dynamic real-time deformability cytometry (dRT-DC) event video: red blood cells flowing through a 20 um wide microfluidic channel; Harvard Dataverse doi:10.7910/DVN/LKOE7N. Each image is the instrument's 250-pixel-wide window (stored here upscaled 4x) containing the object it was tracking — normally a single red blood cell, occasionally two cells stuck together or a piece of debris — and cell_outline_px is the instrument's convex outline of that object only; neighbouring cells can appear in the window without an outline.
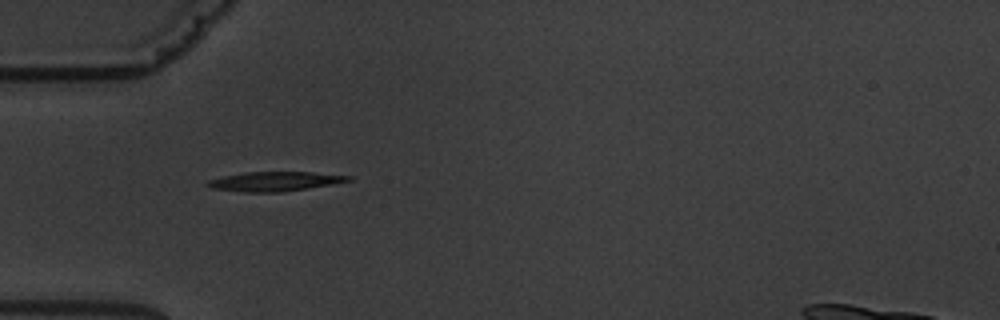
{"species": "common noctule bat (a hibernating species)", "species_latin": "Nyctalus noctula", "temperature_condition": "warm", "stored_images_in_passage": 6, "camera_frame_rate_fps": 3000, "um_per_image_px": 0.085, "animal": {"sex": "male", "body_mass_g": 19.5, "forearm_length_mm": 54.6}, "frame": {"image": 1, "passage_image": 1, "time_ms": 0.0, "image_size_px": [1000, 320], "cell_outline_px": [[352, 180], [332, 184], [308, 188], [280, 192], [244, 192], [212, 188], [204, 184], [208, 180], [224, 176], [244, 172], [312, 172], [352, 176]], "centroid_in_image_um": [23.34, 15.41], "position_along_channel_um": 61.7, "area_um2": 15.84}}
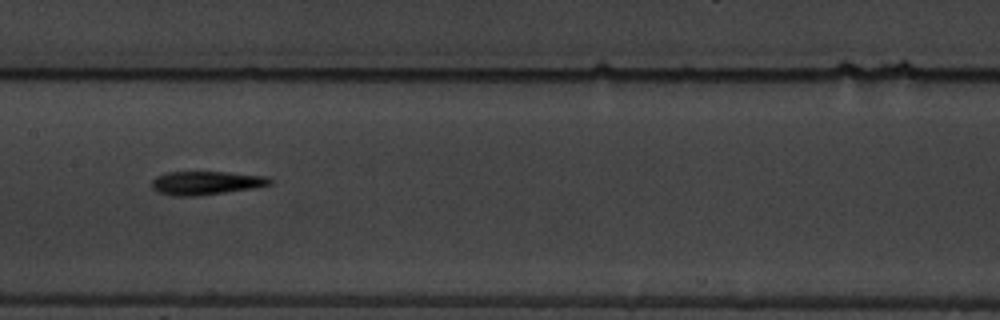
{"frame": {"image": 2, "passage_image": 4, "time_ms": 3.667, "image_size_px": [1000, 320], "cell_outline_px": [[272, 184], [252, 188], [196, 196], [172, 196], [156, 192], [152, 188], [152, 180], [156, 176], [168, 172], [224, 172], [268, 176], [272, 180]], "centroid_in_image_um": [17.48, 15.55], "position_along_channel_um": 189.9, "area_um2": 16.18}}
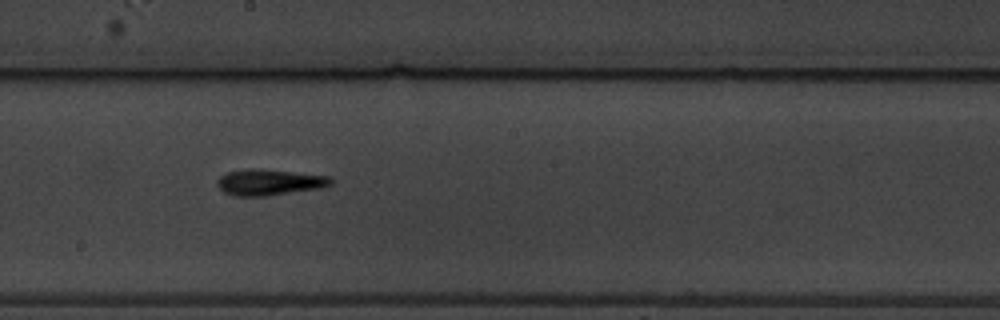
{"frame": {"image": 3, "passage_image": 5, "time_ms": 4.667, "image_size_px": [1000, 320], "cell_outline_px": [[332, 184], [324, 188], [264, 196], [236, 196], [224, 192], [216, 184], [216, 180], [220, 176], [228, 172], [248, 168], [256, 168], [332, 176]], "centroid_in_image_um": [22.91, 15.49], "position_along_channel_um": 225.3, "area_um2": 17.4}}